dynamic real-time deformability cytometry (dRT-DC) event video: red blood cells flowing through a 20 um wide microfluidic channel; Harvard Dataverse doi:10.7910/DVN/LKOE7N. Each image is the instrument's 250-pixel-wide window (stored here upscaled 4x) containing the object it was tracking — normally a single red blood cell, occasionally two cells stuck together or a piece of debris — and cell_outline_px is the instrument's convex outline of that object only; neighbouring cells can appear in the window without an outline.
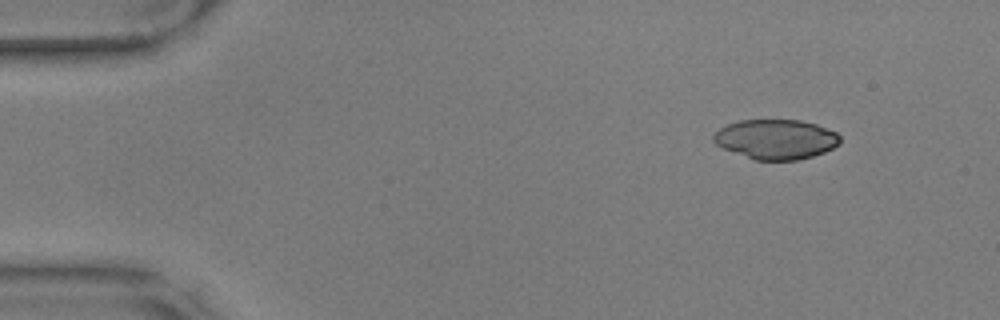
{"species": "common noctule bat (a hibernating species)", "species_latin": "Nyctalus noctula", "temperature_condition": "warm", "stored_images_in_passage": 51, "camera_frame_rate_fps": 3000, "um_per_image_px": 0.085, "animal": {"sex": "male", "body_mass_g": 17.9, "forearm_length_mm": 54.2}, "frame": {"image": 1, "passage_image": 1, "time_ms": 0.0, "image_size_px": [1000, 320], "cell_outline_px": [[840, 144], [824, 152], [812, 156], [796, 160], [756, 160], [724, 148], [716, 144], [712, 140], [712, 136], [720, 128], [728, 124], [740, 120], [800, 120], [816, 124], [836, 132], [840, 136]], "centroid_in_image_um": [65.97, 11.83], "position_along_channel_um": 19.0, "area_um2": 29.13}}